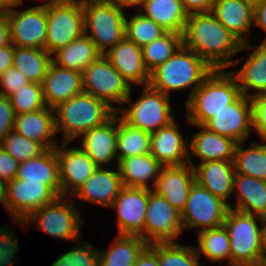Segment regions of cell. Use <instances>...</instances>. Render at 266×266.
<instances>
[{"label": "cell", "mask_w": 266, "mask_h": 266, "mask_svg": "<svg viewBox=\"0 0 266 266\" xmlns=\"http://www.w3.org/2000/svg\"><path fill=\"white\" fill-rule=\"evenodd\" d=\"M253 51L246 59L239 71H231L236 77L241 93L247 97L253 94L266 92V44H260L256 48L250 42L242 44V50ZM256 92L249 93V90Z\"/></svg>", "instance_id": "obj_27"}, {"label": "cell", "mask_w": 266, "mask_h": 266, "mask_svg": "<svg viewBox=\"0 0 266 266\" xmlns=\"http://www.w3.org/2000/svg\"><path fill=\"white\" fill-rule=\"evenodd\" d=\"M30 81L15 67H11L0 75V96L10 97L16 90L24 87Z\"/></svg>", "instance_id": "obj_47"}, {"label": "cell", "mask_w": 266, "mask_h": 266, "mask_svg": "<svg viewBox=\"0 0 266 266\" xmlns=\"http://www.w3.org/2000/svg\"><path fill=\"white\" fill-rule=\"evenodd\" d=\"M43 96L51 109L83 92L82 73L51 63L42 83Z\"/></svg>", "instance_id": "obj_24"}, {"label": "cell", "mask_w": 266, "mask_h": 266, "mask_svg": "<svg viewBox=\"0 0 266 266\" xmlns=\"http://www.w3.org/2000/svg\"><path fill=\"white\" fill-rule=\"evenodd\" d=\"M103 55L131 87L132 83L149 85L150 73L144 64L142 48L133 41L124 37Z\"/></svg>", "instance_id": "obj_20"}, {"label": "cell", "mask_w": 266, "mask_h": 266, "mask_svg": "<svg viewBox=\"0 0 266 266\" xmlns=\"http://www.w3.org/2000/svg\"><path fill=\"white\" fill-rule=\"evenodd\" d=\"M257 218V219H256ZM260 220L262 226H259ZM266 219L230 208L223 223L230 238L228 266H263L262 240Z\"/></svg>", "instance_id": "obj_5"}, {"label": "cell", "mask_w": 266, "mask_h": 266, "mask_svg": "<svg viewBox=\"0 0 266 266\" xmlns=\"http://www.w3.org/2000/svg\"><path fill=\"white\" fill-rule=\"evenodd\" d=\"M11 5L5 7L9 19L11 43L15 47L45 49L47 13L45 6L38 5L25 10H16Z\"/></svg>", "instance_id": "obj_13"}, {"label": "cell", "mask_w": 266, "mask_h": 266, "mask_svg": "<svg viewBox=\"0 0 266 266\" xmlns=\"http://www.w3.org/2000/svg\"><path fill=\"white\" fill-rule=\"evenodd\" d=\"M130 96L125 100L130 107H118L117 113L130 126L139 128L149 133L167 126L174 120L170 105V96L152 89L149 85L144 86L143 93L135 103Z\"/></svg>", "instance_id": "obj_8"}, {"label": "cell", "mask_w": 266, "mask_h": 266, "mask_svg": "<svg viewBox=\"0 0 266 266\" xmlns=\"http://www.w3.org/2000/svg\"><path fill=\"white\" fill-rule=\"evenodd\" d=\"M262 257H263V266H265L266 265V222L264 224V230H263Z\"/></svg>", "instance_id": "obj_57"}, {"label": "cell", "mask_w": 266, "mask_h": 266, "mask_svg": "<svg viewBox=\"0 0 266 266\" xmlns=\"http://www.w3.org/2000/svg\"><path fill=\"white\" fill-rule=\"evenodd\" d=\"M166 30L154 20L137 12L131 18L125 17V37L141 48L162 36Z\"/></svg>", "instance_id": "obj_41"}, {"label": "cell", "mask_w": 266, "mask_h": 266, "mask_svg": "<svg viewBox=\"0 0 266 266\" xmlns=\"http://www.w3.org/2000/svg\"><path fill=\"white\" fill-rule=\"evenodd\" d=\"M102 53L85 34L52 54V62L62 68L83 73Z\"/></svg>", "instance_id": "obj_32"}, {"label": "cell", "mask_w": 266, "mask_h": 266, "mask_svg": "<svg viewBox=\"0 0 266 266\" xmlns=\"http://www.w3.org/2000/svg\"><path fill=\"white\" fill-rule=\"evenodd\" d=\"M245 142H239L235 149V173L251 176L266 181V141L265 143L253 142L251 146L243 149Z\"/></svg>", "instance_id": "obj_37"}, {"label": "cell", "mask_w": 266, "mask_h": 266, "mask_svg": "<svg viewBox=\"0 0 266 266\" xmlns=\"http://www.w3.org/2000/svg\"><path fill=\"white\" fill-rule=\"evenodd\" d=\"M54 111L56 132L63 131V142L68 143L115 113L104 101L84 92L59 104Z\"/></svg>", "instance_id": "obj_4"}, {"label": "cell", "mask_w": 266, "mask_h": 266, "mask_svg": "<svg viewBox=\"0 0 266 266\" xmlns=\"http://www.w3.org/2000/svg\"><path fill=\"white\" fill-rule=\"evenodd\" d=\"M80 138L81 149L99 166L117 161L116 142H117V112H115L102 125L93 127L83 133Z\"/></svg>", "instance_id": "obj_22"}, {"label": "cell", "mask_w": 266, "mask_h": 266, "mask_svg": "<svg viewBox=\"0 0 266 266\" xmlns=\"http://www.w3.org/2000/svg\"><path fill=\"white\" fill-rule=\"evenodd\" d=\"M107 1L122 10H124L125 7H129V6L131 7L138 6L137 7L139 8L138 10H140L144 2V0H107Z\"/></svg>", "instance_id": "obj_55"}, {"label": "cell", "mask_w": 266, "mask_h": 266, "mask_svg": "<svg viewBox=\"0 0 266 266\" xmlns=\"http://www.w3.org/2000/svg\"><path fill=\"white\" fill-rule=\"evenodd\" d=\"M66 198L65 196H59L54 202L33 211L23 221H14L17 224L24 225V227L35 224L36 228L42 229L55 238L80 242L81 240L78 238L82 230V215L76 209L73 200L67 201Z\"/></svg>", "instance_id": "obj_7"}, {"label": "cell", "mask_w": 266, "mask_h": 266, "mask_svg": "<svg viewBox=\"0 0 266 266\" xmlns=\"http://www.w3.org/2000/svg\"><path fill=\"white\" fill-rule=\"evenodd\" d=\"M14 45L12 43L0 47V75L13 67Z\"/></svg>", "instance_id": "obj_51"}, {"label": "cell", "mask_w": 266, "mask_h": 266, "mask_svg": "<svg viewBox=\"0 0 266 266\" xmlns=\"http://www.w3.org/2000/svg\"><path fill=\"white\" fill-rule=\"evenodd\" d=\"M123 187L118 168L98 167L71 197L109 208Z\"/></svg>", "instance_id": "obj_23"}, {"label": "cell", "mask_w": 266, "mask_h": 266, "mask_svg": "<svg viewBox=\"0 0 266 266\" xmlns=\"http://www.w3.org/2000/svg\"><path fill=\"white\" fill-rule=\"evenodd\" d=\"M183 45L204 59L213 69H227L240 64L232 60L241 43L209 13H193L187 17Z\"/></svg>", "instance_id": "obj_1"}, {"label": "cell", "mask_w": 266, "mask_h": 266, "mask_svg": "<svg viewBox=\"0 0 266 266\" xmlns=\"http://www.w3.org/2000/svg\"><path fill=\"white\" fill-rule=\"evenodd\" d=\"M70 1H76L78 3H84V2H88V1H101V0H70Z\"/></svg>", "instance_id": "obj_60"}, {"label": "cell", "mask_w": 266, "mask_h": 266, "mask_svg": "<svg viewBox=\"0 0 266 266\" xmlns=\"http://www.w3.org/2000/svg\"><path fill=\"white\" fill-rule=\"evenodd\" d=\"M233 190L238 203L230 208L266 219V181L235 173Z\"/></svg>", "instance_id": "obj_31"}, {"label": "cell", "mask_w": 266, "mask_h": 266, "mask_svg": "<svg viewBox=\"0 0 266 266\" xmlns=\"http://www.w3.org/2000/svg\"><path fill=\"white\" fill-rule=\"evenodd\" d=\"M252 105L250 97L241 95L235 102L226 106L203 126L219 135L235 141L245 142L252 130Z\"/></svg>", "instance_id": "obj_17"}, {"label": "cell", "mask_w": 266, "mask_h": 266, "mask_svg": "<svg viewBox=\"0 0 266 266\" xmlns=\"http://www.w3.org/2000/svg\"><path fill=\"white\" fill-rule=\"evenodd\" d=\"M19 162L0 147V180L9 183L14 180L19 168Z\"/></svg>", "instance_id": "obj_49"}, {"label": "cell", "mask_w": 266, "mask_h": 266, "mask_svg": "<svg viewBox=\"0 0 266 266\" xmlns=\"http://www.w3.org/2000/svg\"><path fill=\"white\" fill-rule=\"evenodd\" d=\"M151 133L127 124L117 113V161L150 153Z\"/></svg>", "instance_id": "obj_36"}, {"label": "cell", "mask_w": 266, "mask_h": 266, "mask_svg": "<svg viewBox=\"0 0 266 266\" xmlns=\"http://www.w3.org/2000/svg\"><path fill=\"white\" fill-rule=\"evenodd\" d=\"M66 146L68 142L56 146L61 196L65 197L72 196L99 167L79 146Z\"/></svg>", "instance_id": "obj_16"}, {"label": "cell", "mask_w": 266, "mask_h": 266, "mask_svg": "<svg viewBox=\"0 0 266 266\" xmlns=\"http://www.w3.org/2000/svg\"><path fill=\"white\" fill-rule=\"evenodd\" d=\"M231 203L214 196L205 187L195 181L189 191L181 220L184 230L201 228L198 231L223 225Z\"/></svg>", "instance_id": "obj_11"}, {"label": "cell", "mask_w": 266, "mask_h": 266, "mask_svg": "<svg viewBox=\"0 0 266 266\" xmlns=\"http://www.w3.org/2000/svg\"><path fill=\"white\" fill-rule=\"evenodd\" d=\"M252 105V129L266 141V92L250 96Z\"/></svg>", "instance_id": "obj_46"}, {"label": "cell", "mask_w": 266, "mask_h": 266, "mask_svg": "<svg viewBox=\"0 0 266 266\" xmlns=\"http://www.w3.org/2000/svg\"><path fill=\"white\" fill-rule=\"evenodd\" d=\"M149 189L126 187L120 191L110 208L117 211L118 235L140 236L148 207Z\"/></svg>", "instance_id": "obj_15"}, {"label": "cell", "mask_w": 266, "mask_h": 266, "mask_svg": "<svg viewBox=\"0 0 266 266\" xmlns=\"http://www.w3.org/2000/svg\"><path fill=\"white\" fill-rule=\"evenodd\" d=\"M183 232L181 212L164 197L149 189L143 239L149 245L175 242V239L180 237Z\"/></svg>", "instance_id": "obj_12"}, {"label": "cell", "mask_w": 266, "mask_h": 266, "mask_svg": "<svg viewBox=\"0 0 266 266\" xmlns=\"http://www.w3.org/2000/svg\"><path fill=\"white\" fill-rule=\"evenodd\" d=\"M195 181V171L189 163L182 166H163L153 191L182 212Z\"/></svg>", "instance_id": "obj_19"}, {"label": "cell", "mask_w": 266, "mask_h": 266, "mask_svg": "<svg viewBox=\"0 0 266 266\" xmlns=\"http://www.w3.org/2000/svg\"><path fill=\"white\" fill-rule=\"evenodd\" d=\"M14 231L7 226L0 228V266H13L16 253L19 251L18 238H14Z\"/></svg>", "instance_id": "obj_45"}, {"label": "cell", "mask_w": 266, "mask_h": 266, "mask_svg": "<svg viewBox=\"0 0 266 266\" xmlns=\"http://www.w3.org/2000/svg\"><path fill=\"white\" fill-rule=\"evenodd\" d=\"M11 43L7 11L0 8V47Z\"/></svg>", "instance_id": "obj_54"}, {"label": "cell", "mask_w": 266, "mask_h": 266, "mask_svg": "<svg viewBox=\"0 0 266 266\" xmlns=\"http://www.w3.org/2000/svg\"><path fill=\"white\" fill-rule=\"evenodd\" d=\"M0 147L13 156L19 163H23L30 158L38 157L47 150L39 141L26 138L13 130L0 142Z\"/></svg>", "instance_id": "obj_42"}, {"label": "cell", "mask_w": 266, "mask_h": 266, "mask_svg": "<svg viewBox=\"0 0 266 266\" xmlns=\"http://www.w3.org/2000/svg\"><path fill=\"white\" fill-rule=\"evenodd\" d=\"M213 70L204 59L182 45L165 63L150 73L149 86L168 96L171 91L192 86L188 100Z\"/></svg>", "instance_id": "obj_2"}, {"label": "cell", "mask_w": 266, "mask_h": 266, "mask_svg": "<svg viewBox=\"0 0 266 266\" xmlns=\"http://www.w3.org/2000/svg\"><path fill=\"white\" fill-rule=\"evenodd\" d=\"M157 254L160 266H203L195 246H185L177 242L153 243L149 245Z\"/></svg>", "instance_id": "obj_40"}, {"label": "cell", "mask_w": 266, "mask_h": 266, "mask_svg": "<svg viewBox=\"0 0 266 266\" xmlns=\"http://www.w3.org/2000/svg\"><path fill=\"white\" fill-rule=\"evenodd\" d=\"M80 245L60 255L50 266H99V249L87 241Z\"/></svg>", "instance_id": "obj_44"}, {"label": "cell", "mask_w": 266, "mask_h": 266, "mask_svg": "<svg viewBox=\"0 0 266 266\" xmlns=\"http://www.w3.org/2000/svg\"><path fill=\"white\" fill-rule=\"evenodd\" d=\"M82 80L84 93L104 101L115 112L118 108L112 104L115 102L122 106L132 89L103 54L85 68Z\"/></svg>", "instance_id": "obj_9"}, {"label": "cell", "mask_w": 266, "mask_h": 266, "mask_svg": "<svg viewBox=\"0 0 266 266\" xmlns=\"http://www.w3.org/2000/svg\"><path fill=\"white\" fill-rule=\"evenodd\" d=\"M139 12L166 31L184 33L188 14L184 11L181 0H144Z\"/></svg>", "instance_id": "obj_33"}, {"label": "cell", "mask_w": 266, "mask_h": 266, "mask_svg": "<svg viewBox=\"0 0 266 266\" xmlns=\"http://www.w3.org/2000/svg\"><path fill=\"white\" fill-rule=\"evenodd\" d=\"M134 266H160L158 254L148 245L138 256Z\"/></svg>", "instance_id": "obj_53"}, {"label": "cell", "mask_w": 266, "mask_h": 266, "mask_svg": "<svg viewBox=\"0 0 266 266\" xmlns=\"http://www.w3.org/2000/svg\"><path fill=\"white\" fill-rule=\"evenodd\" d=\"M47 32L45 50L51 55L84 34L82 3L62 0L45 6Z\"/></svg>", "instance_id": "obj_10"}, {"label": "cell", "mask_w": 266, "mask_h": 266, "mask_svg": "<svg viewBox=\"0 0 266 266\" xmlns=\"http://www.w3.org/2000/svg\"><path fill=\"white\" fill-rule=\"evenodd\" d=\"M116 165L124 186L147 189L153 187L152 190L163 167L151 153L121 159ZM150 181L152 187L148 184Z\"/></svg>", "instance_id": "obj_29"}, {"label": "cell", "mask_w": 266, "mask_h": 266, "mask_svg": "<svg viewBox=\"0 0 266 266\" xmlns=\"http://www.w3.org/2000/svg\"><path fill=\"white\" fill-rule=\"evenodd\" d=\"M13 67L30 82L42 84L52 63V55L42 48L15 47Z\"/></svg>", "instance_id": "obj_35"}, {"label": "cell", "mask_w": 266, "mask_h": 266, "mask_svg": "<svg viewBox=\"0 0 266 266\" xmlns=\"http://www.w3.org/2000/svg\"><path fill=\"white\" fill-rule=\"evenodd\" d=\"M211 13L241 44L249 42L254 0H215Z\"/></svg>", "instance_id": "obj_21"}, {"label": "cell", "mask_w": 266, "mask_h": 266, "mask_svg": "<svg viewBox=\"0 0 266 266\" xmlns=\"http://www.w3.org/2000/svg\"><path fill=\"white\" fill-rule=\"evenodd\" d=\"M215 0H181L184 11L193 13H209Z\"/></svg>", "instance_id": "obj_50"}, {"label": "cell", "mask_w": 266, "mask_h": 266, "mask_svg": "<svg viewBox=\"0 0 266 266\" xmlns=\"http://www.w3.org/2000/svg\"><path fill=\"white\" fill-rule=\"evenodd\" d=\"M43 1H44V0H43ZM46 1H47V2H46ZM60 1H62V0H45L44 2H46V3L41 4V6L52 5V4L58 3V2H60ZM22 4H23V0H18V5L20 6V5H22Z\"/></svg>", "instance_id": "obj_59"}, {"label": "cell", "mask_w": 266, "mask_h": 266, "mask_svg": "<svg viewBox=\"0 0 266 266\" xmlns=\"http://www.w3.org/2000/svg\"><path fill=\"white\" fill-rule=\"evenodd\" d=\"M254 24L266 32V0H254ZM261 44H266V37Z\"/></svg>", "instance_id": "obj_52"}, {"label": "cell", "mask_w": 266, "mask_h": 266, "mask_svg": "<svg viewBox=\"0 0 266 266\" xmlns=\"http://www.w3.org/2000/svg\"><path fill=\"white\" fill-rule=\"evenodd\" d=\"M15 112L10 99L0 96V142L13 130Z\"/></svg>", "instance_id": "obj_48"}, {"label": "cell", "mask_w": 266, "mask_h": 266, "mask_svg": "<svg viewBox=\"0 0 266 266\" xmlns=\"http://www.w3.org/2000/svg\"><path fill=\"white\" fill-rule=\"evenodd\" d=\"M15 115L35 112L46 107L42 84L29 82L9 97Z\"/></svg>", "instance_id": "obj_43"}, {"label": "cell", "mask_w": 266, "mask_h": 266, "mask_svg": "<svg viewBox=\"0 0 266 266\" xmlns=\"http://www.w3.org/2000/svg\"><path fill=\"white\" fill-rule=\"evenodd\" d=\"M198 247L195 246L200 258L202 254L213 263L230 260V238L224 225L216 228L197 231Z\"/></svg>", "instance_id": "obj_38"}, {"label": "cell", "mask_w": 266, "mask_h": 266, "mask_svg": "<svg viewBox=\"0 0 266 266\" xmlns=\"http://www.w3.org/2000/svg\"><path fill=\"white\" fill-rule=\"evenodd\" d=\"M196 181L210 191L214 196L227 200L233 194L234 163L233 161H206L194 165Z\"/></svg>", "instance_id": "obj_28"}, {"label": "cell", "mask_w": 266, "mask_h": 266, "mask_svg": "<svg viewBox=\"0 0 266 266\" xmlns=\"http://www.w3.org/2000/svg\"><path fill=\"white\" fill-rule=\"evenodd\" d=\"M0 204L7 210V198H6V183L0 180Z\"/></svg>", "instance_id": "obj_56"}, {"label": "cell", "mask_w": 266, "mask_h": 266, "mask_svg": "<svg viewBox=\"0 0 266 266\" xmlns=\"http://www.w3.org/2000/svg\"><path fill=\"white\" fill-rule=\"evenodd\" d=\"M15 179L41 182L52 187L61 196L59 161L56 148L47 149L40 156L20 163Z\"/></svg>", "instance_id": "obj_30"}, {"label": "cell", "mask_w": 266, "mask_h": 266, "mask_svg": "<svg viewBox=\"0 0 266 266\" xmlns=\"http://www.w3.org/2000/svg\"><path fill=\"white\" fill-rule=\"evenodd\" d=\"M241 95L237 79L230 71L214 69L185 101L186 122L193 126L204 125Z\"/></svg>", "instance_id": "obj_3"}, {"label": "cell", "mask_w": 266, "mask_h": 266, "mask_svg": "<svg viewBox=\"0 0 266 266\" xmlns=\"http://www.w3.org/2000/svg\"><path fill=\"white\" fill-rule=\"evenodd\" d=\"M11 5H18V0H0V8H5Z\"/></svg>", "instance_id": "obj_58"}, {"label": "cell", "mask_w": 266, "mask_h": 266, "mask_svg": "<svg viewBox=\"0 0 266 266\" xmlns=\"http://www.w3.org/2000/svg\"><path fill=\"white\" fill-rule=\"evenodd\" d=\"M148 245L140 236L118 235L109 250L99 249V266H134Z\"/></svg>", "instance_id": "obj_34"}, {"label": "cell", "mask_w": 266, "mask_h": 266, "mask_svg": "<svg viewBox=\"0 0 266 266\" xmlns=\"http://www.w3.org/2000/svg\"><path fill=\"white\" fill-rule=\"evenodd\" d=\"M183 45V35L166 31L162 36L142 47L144 64L151 73L165 63Z\"/></svg>", "instance_id": "obj_39"}, {"label": "cell", "mask_w": 266, "mask_h": 266, "mask_svg": "<svg viewBox=\"0 0 266 266\" xmlns=\"http://www.w3.org/2000/svg\"><path fill=\"white\" fill-rule=\"evenodd\" d=\"M82 8L84 34L102 54L125 37L124 10L107 0L84 2Z\"/></svg>", "instance_id": "obj_6"}, {"label": "cell", "mask_w": 266, "mask_h": 266, "mask_svg": "<svg viewBox=\"0 0 266 266\" xmlns=\"http://www.w3.org/2000/svg\"><path fill=\"white\" fill-rule=\"evenodd\" d=\"M150 153L163 166H182L189 163V141L179 132L175 119L151 133Z\"/></svg>", "instance_id": "obj_18"}, {"label": "cell", "mask_w": 266, "mask_h": 266, "mask_svg": "<svg viewBox=\"0 0 266 266\" xmlns=\"http://www.w3.org/2000/svg\"><path fill=\"white\" fill-rule=\"evenodd\" d=\"M195 126L200 128V131L195 133L189 142V164L192 165L193 168L192 155H196L200 158L201 162L199 163L213 160H234L235 149L238 144L237 141L230 137L212 132L203 125Z\"/></svg>", "instance_id": "obj_25"}, {"label": "cell", "mask_w": 266, "mask_h": 266, "mask_svg": "<svg viewBox=\"0 0 266 266\" xmlns=\"http://www.w3.org/2000/svg\"><path fill=\"white\" fill-rule=\"evenodd\" d=\"M60 195L41 182L14 179L6 183L7 212L14 220H24L33 211L54 202Z\"/></svg>", "instance_id": "obj_14"}, {"label": "cell", "mask_w": 266, "mask_h": 266, "mask_svg": "<svg viewBox=\"0 0 266 266\" xmlns=\"http://www.w3.org/2000/svg\"><path fill=\"white\" fill-rule=\"evenodd\" d=\"M53 112L54 109L46 106L35 112L15 115L13 131L26 138L39 141L47 149L56 148L59 143L53 138L57 134Z\"/></svg>", "instance_id": "obj_26"}]
</instances>
